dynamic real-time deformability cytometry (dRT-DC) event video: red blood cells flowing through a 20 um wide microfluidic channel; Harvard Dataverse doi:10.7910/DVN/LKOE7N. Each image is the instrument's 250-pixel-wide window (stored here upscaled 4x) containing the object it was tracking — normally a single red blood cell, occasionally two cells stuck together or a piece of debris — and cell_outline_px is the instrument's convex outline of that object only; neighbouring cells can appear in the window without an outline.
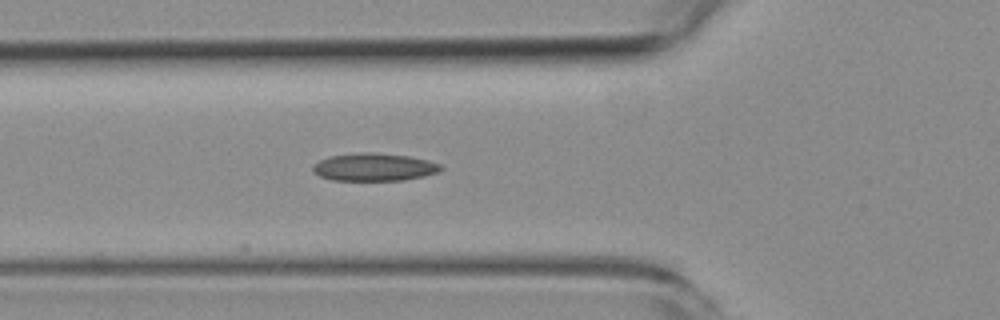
{"species": "common noctule bat (a hibernating species)", "species_latin": "Nyctalus noctula", "temperature_condition": "room temperature", "stored_images_in_passage": 5, "camera_frame_rate_fps": 3000, "um_per_image_px": 0.085, "animal": {"sex": "female", "body_mass_g": 19.3, "forearm_length_mm": 54.1}, "frame": {"image": 1, "passage_image": 5, "time_ms": 5.333, "image_size_px": [1000, 320], "cell_outline_px": [[444, 168], [440, 172], [424, 176], [404, 180], [332, 180], [320, 176], [312, 172], [312, 164], [328, 156], [360, 152], [376, 152], [408, 156], [428, 160], [440, 164]], "centroid_in_image_um": [31.79, 14.19], "position_along_channel_um": 94.0, "area_um2": 20.92}}